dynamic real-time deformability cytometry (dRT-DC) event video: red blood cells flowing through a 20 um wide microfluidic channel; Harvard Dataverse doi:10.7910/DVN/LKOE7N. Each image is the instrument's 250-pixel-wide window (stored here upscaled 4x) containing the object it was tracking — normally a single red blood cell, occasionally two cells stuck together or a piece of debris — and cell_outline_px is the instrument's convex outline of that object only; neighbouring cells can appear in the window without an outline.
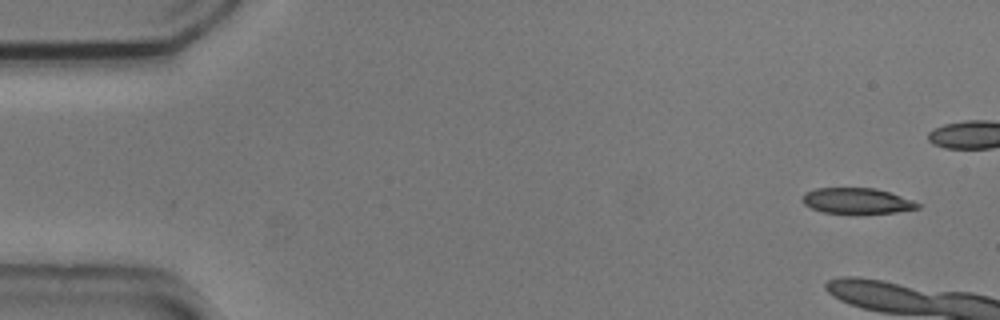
{"species": "common noctule bat (a hibernating species)", "species_latin": "Nyctalus noctula", "temperature_condition": "cold", "stored_images_in_passage": 3, "camera_frame_rate_fps": 3000, "um_per_image_px": 0.085, "animal": {"sex": "male", "body_mass_g": 20.5, "forearm_length_mm": 52.5}, "frame": {"image": 1, "passage_image": 1, "time_ms": 0.0, "image_size_px": [1000, 320], "cell_outline_px": [[920, 208], [896, 212], [856, 216], [824, 212], [812, 208], [804, 204], [800, 200], [800, 196], [804, 192], [816, 188], [876, 188], [912, 200], [920, 204]], "centroid_in_image_um": [72.79, 17.11], "position_along_channel_um": 12.2, "area_um2": 17.98}}